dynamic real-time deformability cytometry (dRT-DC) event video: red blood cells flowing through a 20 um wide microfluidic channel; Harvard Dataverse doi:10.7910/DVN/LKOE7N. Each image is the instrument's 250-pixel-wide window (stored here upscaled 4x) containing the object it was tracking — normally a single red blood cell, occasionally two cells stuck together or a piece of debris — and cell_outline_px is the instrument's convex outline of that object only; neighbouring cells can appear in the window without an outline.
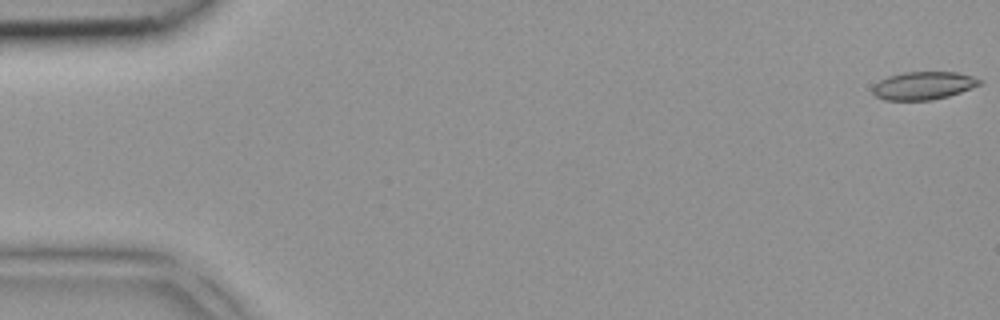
{"species": "common noctule bat (a hibernating species)", "species_latin": "Nyctalus noctula", "temperature_condition": "room temperature", "stored_images_in_passage": 47, "camera_frame_rate_fps": 3000, "um_per_image_px": 0.085, "animal": {"sex": "female", "body_mass_g": 18.4}, "frame": {"image": 1, "passage_image": 1, "time_ms": 0.0, "image_size_px": [1000, 320], "cell_outline_px": [[980, 84], [972, 88], [948, 96], [932, 100], [884, 100], [876, 96], [872, 92], [872, 88], [880, 80], [888, 76], [904, 72], [956, 72], [972, 76], [980, 80]], "centroid_in_image_um": [78.47, 7.28], "position_along_channel_um": 6.5, "area_um2": 17.28}}
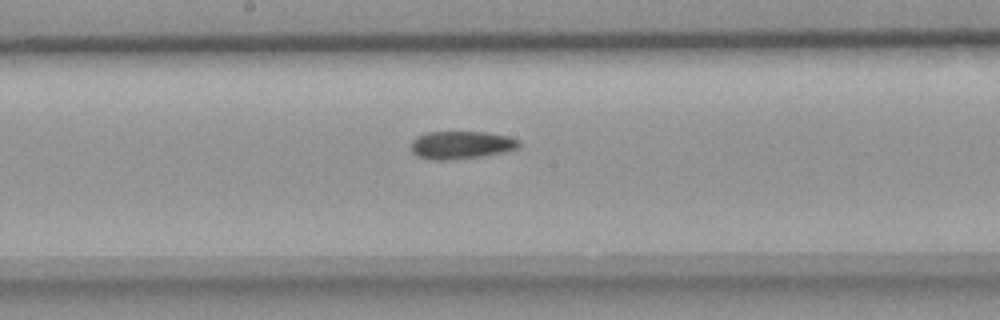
{"frame": {"image": 2, "passage_image": 23, "time_ms": 7.333, "image_size_px": [1000, 320], "cell_outline_px": [[520, 144], [516, 148], [504, 152], [484, 156], [448, 160], [428, 160], [416, 156], [412, 152], [412, 140], [416, 136], [428, 132], [484, 132], [508, 136], [520, 140]], "centroid_in_image_um": [39.17, 12.33], "position_along_channel_um": 209.0, "area_um2": 17.63}}
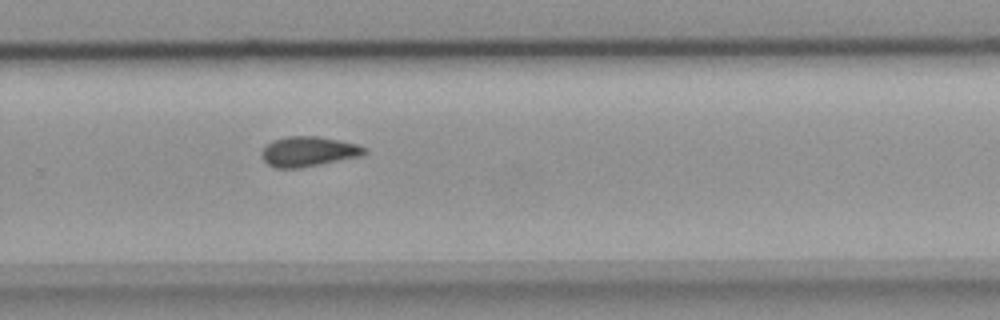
{"frame": {"image": 3, "passage_image": 29, "time_ms": 9.333, "image_size_px": [1000, 320], "cell_outline_px": [[368, 152], [364, 156], [300, 168], [276, 168], [268, 164], [260, 156], [264, 148], [272, 140], [288, 136], [320, 136], [340, 140], [356, 144], [368, 148]], "centroid_in_image_um": [26.27, 12.88], "position_along_channel_um": 303.5, "area_um2": 18.21}}